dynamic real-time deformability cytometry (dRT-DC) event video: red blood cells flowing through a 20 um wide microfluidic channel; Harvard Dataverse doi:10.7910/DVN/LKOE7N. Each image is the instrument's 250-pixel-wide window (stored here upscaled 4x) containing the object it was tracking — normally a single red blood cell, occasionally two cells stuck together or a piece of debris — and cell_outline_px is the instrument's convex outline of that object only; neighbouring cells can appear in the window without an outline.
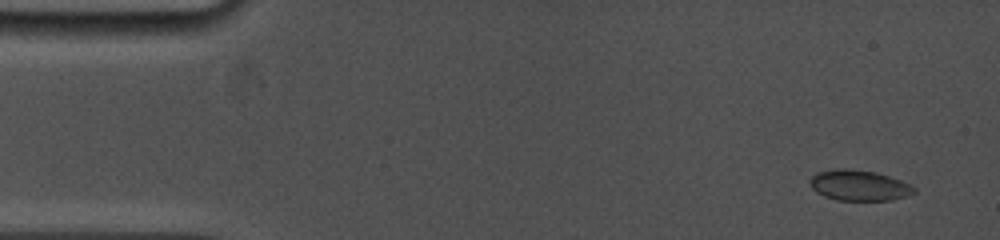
{"species": "common noctule bat (a hibernating species)", "species_latin": "Nyctalus noctula", "temperature_condition": "cold", "stored_images_in_passage": 30, "camera_frame_rate_fps": 5000, "um_per_image_px": 0.085, "animal": {"sex": "female", "body_mass_g": 19.0, "forearm_length_mm": 53.3}, "frame": {"image": 1, "passage_image": 2, "time_ms": 0.4, "image_size_px": [1000, 240], "cell_outline_px": [[916, 192], [908, 196], [892, 200], [836, 200], [824, 196], [816, 192], [812, 188], [808, 180], [816, 172], [840, 168], [844, 168], [876, 172], [900, 180], [916, 188]], "centroid_in_image_um": [73.0, 15.76], "position_along_channel_um": 12.0, "area_um2": 18.61}}
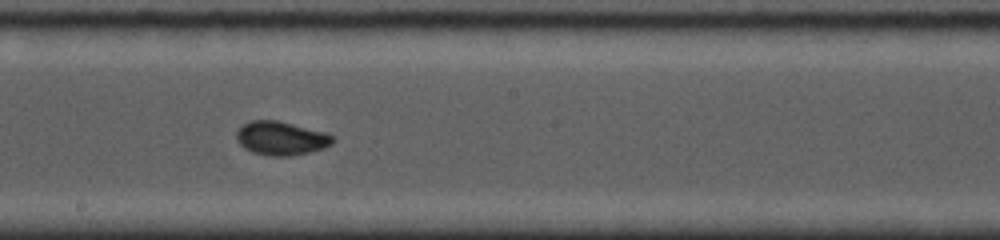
{"frame": {"image": 2, "passage_image": 17, "time_ms": 8.6, "image_size_px": [1000, 240], "cell_outline_px": [[336, 140], [332, 144], [324, 148], [292, 156], [272, 156], [252, 152], [244, 148], [236, 140], [236, 132], [244, 124], [252, 120], [276, 120], [328, 132], [336, 136]], "centroid_in_image_um": [23.94, 11.75], "position_along_channel_um": 224.3, "area_um2": 19.13}}
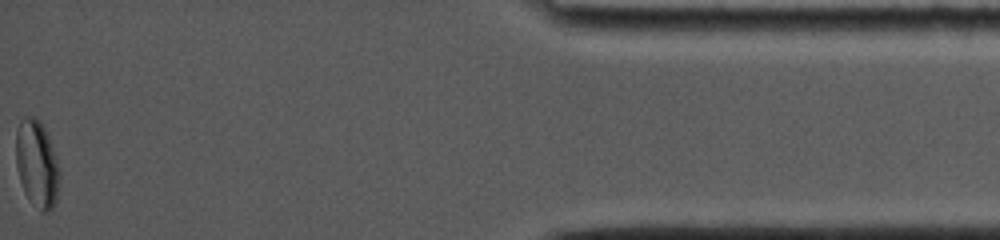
{"frame": {"image": 3, "passage_image": 30, "time_ms": 15.6, "image_size_px": [1000, 240], "cell_outline_px": [[60, 180], [56, 200], [52, 208], [48, 212], [40, 212], [24, 192], [20, 180], [16, 164], [16, 132], [20, 120], [24, 116], [36, 116], [40, 120], [48, 136], [60, 168]], "centroid_in_image_um": [3.14, 13.92], "position_along_channel_um": 432.1, "area_um2": 22.31}, "authors_computed_cell_mechanics": {"area_um2": 18.6116, "velocity_mm_per_s": 3.9342, "shape_relaxation_time_tau1_ms": 5.087, "shape_relaxation_time_tau2_ms": 0.7885, "deformation_change_tau1": 0.1061, "deformation_change_tau2": 0.0338}}